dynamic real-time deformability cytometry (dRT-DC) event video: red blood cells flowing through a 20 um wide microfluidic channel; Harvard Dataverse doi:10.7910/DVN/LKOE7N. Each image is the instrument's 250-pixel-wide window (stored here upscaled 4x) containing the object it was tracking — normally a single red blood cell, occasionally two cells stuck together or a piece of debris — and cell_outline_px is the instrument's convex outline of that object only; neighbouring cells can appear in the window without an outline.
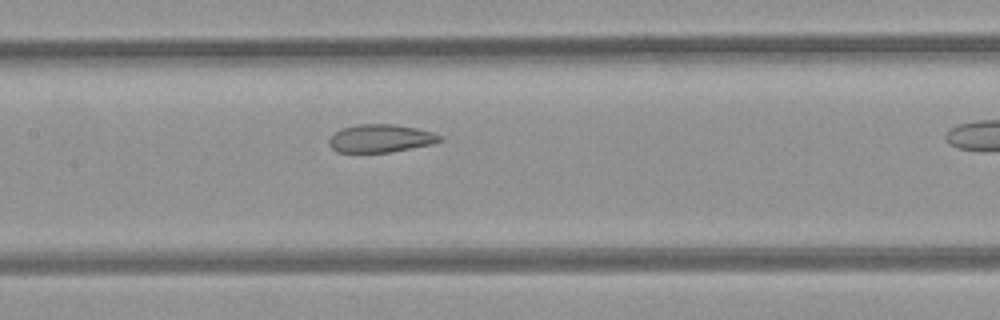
{"species": "common noctule bat (a hibernating species)", "species_latin": "Nyctalus noctula", "temperature_condition": "room temperature", "stored_images_in_passage": 17, "camera_frame_rate_fps": 3000, "um_per_image_px": 0.085, "animal": {"sex": "female", "body_mass_g": 21.9}, "frame": {"image": 1, "passage_image": 10, "time_ms": 3.0, "image_size_px": [1000, 320], "cell_outline_px": [[440, 140], [432, 144], [388, 152], [336, 152], [328, 144], [328, 140], [340, 128], [356, 124], [396, 124], [416, 128], [432, 132], [440, 136]], "centroid_in_image_um": [32.29, 11.75], "position_along_channel_um": 175.1, "area_um2": 17.92}}
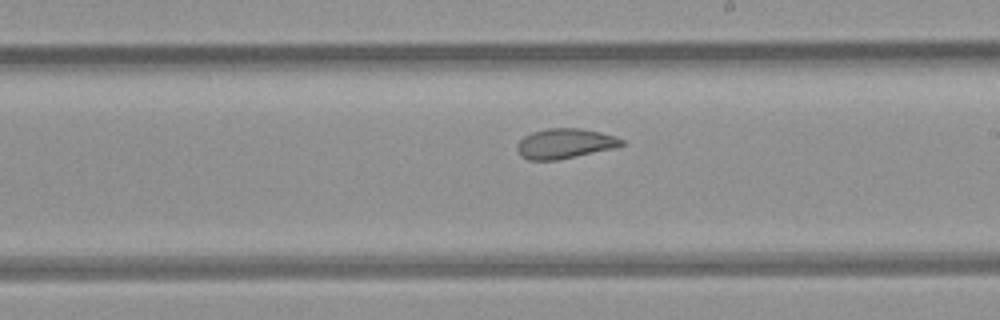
{"frame": {"image": 2, "passage_image": 15, "time_ms": 4.667, "image_size_px": [1000, 320], "cell_outline_px": [[624, 144], [616, 148], [556, 160], [528, 160], [520, 156], [516, 148], [516, 144], [524, 136], [532, 132], [548, 128], [580, 128], [600, 132], [616, 136], [624, 140]], "centroid_in_image_um": [48.01, 12.2], "position_along_channel_um": 241.0, "area_um2": 18.38}}